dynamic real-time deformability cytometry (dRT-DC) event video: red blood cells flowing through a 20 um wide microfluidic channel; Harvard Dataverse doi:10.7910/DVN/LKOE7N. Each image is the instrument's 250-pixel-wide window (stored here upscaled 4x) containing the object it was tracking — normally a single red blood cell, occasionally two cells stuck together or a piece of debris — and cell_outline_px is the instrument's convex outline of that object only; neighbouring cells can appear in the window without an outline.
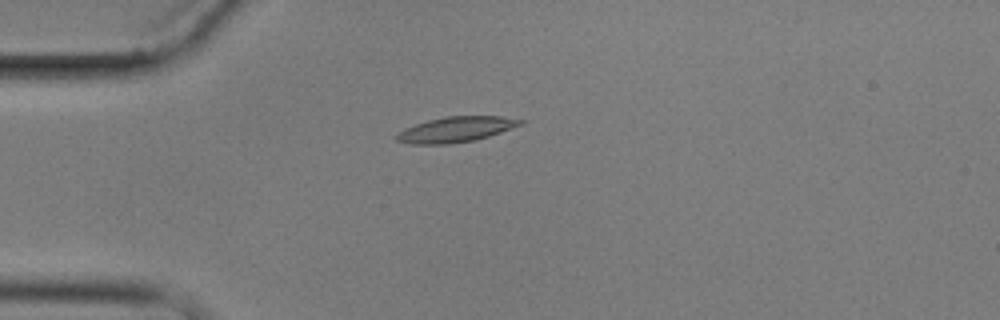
{"species": "common noctule bat (a hibernating species)", "species_latin": "Nyctalus noctula", "temperature_condition": "cold", "stored_images_in_passage": 15, "camera_frame_rate_fps": 3000, "um_per_image_px": 0.085, "animal": {"sex": "male", "body_mass_g": 17.9}, "frame": {"image": 1, "passage_image": 4, "time_ms": 4.667, "image_size_px": [1000, 320], "cell_outline_px": [[524, 124], [476, 140], [448, 144], [412, 144], [396, 140], [396, 136], [404, 128], [428, 120], [444, 116], [500, 116], [524, 120]], "centroid_in_image_um": [38.77, 11.0], "position_along_channel_um": 46.2, "area_um2": 18.21}}
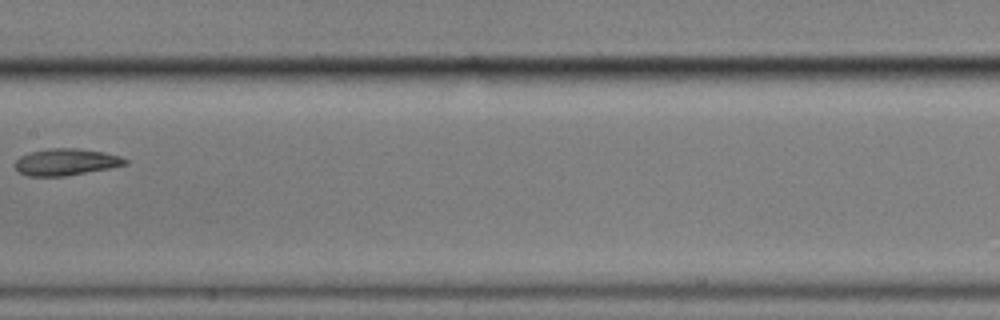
{"frame": {"image": 2, "passage_image": 8, "time_ms": 9.667, "image_size_px": [1000, 320], "cell_outline_px": [[128, 164], [108, 168], [64, 176], [28, 176], [20, 172], [12, 164], [20, 156], [32, 152], [48, 148], [76, 148], [104, 152], [120, 156], [128, 160]], "centroid_in_image_um": [5.59, 13.76], "position_along_channel_um": 201.8, "area_um2": 17.05}}
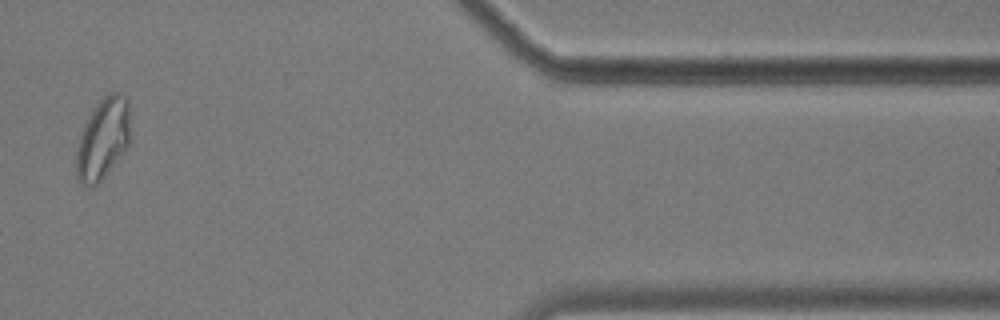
{"frame": {"image": 3, "passage_image": 13, "time_ms": 16.667, "image_size_px": [1000, 320], "cell_outline_px": [[132, 132], [128, 144], [124, 152], [104, 176], [92, 188], [80, 184], [76, 176], [76, 152], [80, 136], [84, 124], [96, 104], [108, 92], [120, 92], [128, 100]], "centroid_in_image_um": [8.77, 11.78], "position_along_channel_um": 402.6, "area_um2": 25.89}, "authors_computed_cell_mechanics": {"area_um2": 18.0914, "velocity_mm_per_s": 3.445, "shape_relaxation_time_tau1_ms": 4.367, "shape_relaxation_time_tau2_ms": 4.7719, "deformation_change_tau1": 0.1411, "deformation_change_tau2": 0.0767}}